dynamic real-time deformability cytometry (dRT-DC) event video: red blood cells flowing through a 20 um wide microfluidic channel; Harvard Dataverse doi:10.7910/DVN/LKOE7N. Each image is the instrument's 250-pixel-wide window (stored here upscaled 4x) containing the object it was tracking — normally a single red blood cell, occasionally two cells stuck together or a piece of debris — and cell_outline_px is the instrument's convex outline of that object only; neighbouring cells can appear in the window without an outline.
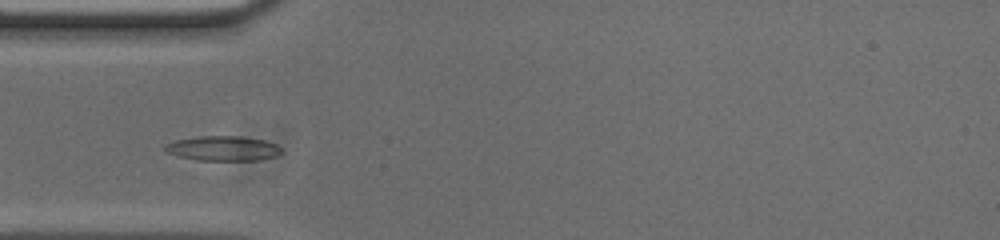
{"species": "common noctule bat (a hibernating species)", "species_latin": "Nyctalus noctula", "temperature_condition": "cold", "stored_images_in_passage": 54, "camera_frame_rate_fps": 3000, "um_per_image_px": 0.085, "animal": {"sex": "male", "body_mass_g": 20.0, "forearm_length_mm": 53.3}, "frame": {"image": 1, "passage_image": 16, "time_ms": 5.0, "image_size_px": [1000, 240], "cell_outline_px": [[280, 152], [276, 156], [256, 160], [196, 160], [164, 152], [164, 148], [168, 144], [176, 140], [196, 136], [240, 136], [264, 140], [276, 144], [280, 148]], "centroid_in_image_um": [18.93, 12.61], "position_along_channel_um": 66.1, "area_um2": 16.65}}
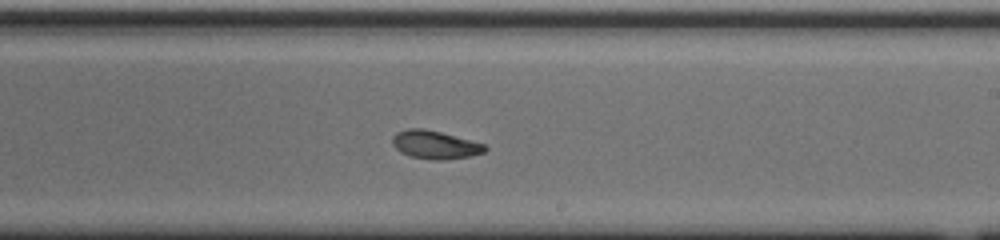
{"frame": {"image": 2, "passage_image": 31, "time_ms": 10.0, "image_size_px": [1000, 240], "cell_outline_px": [[488, 148], [484, 152], [472, 156], [444, 160], [432, 160], [412, 156], [400, 152], [392, 144], [392, 136], [396, 132], [408, 128], [424, 128], [440, 132], [484, 144]], "centroid_in_image_um": [36.96, 12.3], "position_along_channel_um": 252.0, "area_um2": 15.2}}
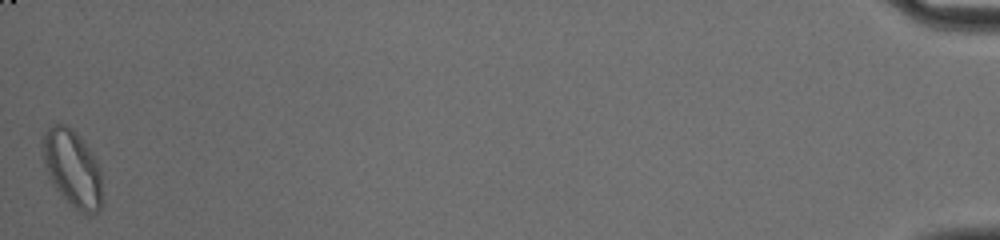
{"frame": {"image": 3, "passage_image": 54, "time_ms": 17.667, "image_size_px": [1000, 240], "cell_outline_px": [[104, 204], [100, 212], [80, 212], [56, 188], [48, 172], [44, 160], [40, 144], [40, 140], [44, 132], [52, 124], [64, 124], [72, 128], [80, 136], [92, 152], [100, 168], [104, 200]], "centroid_in_image_um": [6.19, 14.27], "position_along_channel_um": 429.0, "area_um2": 26.88}, "authors_computed_cell_mechanics": {"area_um2": 15.317, "velocity_mm_per_s": 3.7156, "shape_relaxation_time_tau1_ms": 5.9878, "shape_relaxation_time_tau2_ms": 5.7139, "deformation_change_tau1": 0.1428, "deformation_change_tau2": 0.1161}}